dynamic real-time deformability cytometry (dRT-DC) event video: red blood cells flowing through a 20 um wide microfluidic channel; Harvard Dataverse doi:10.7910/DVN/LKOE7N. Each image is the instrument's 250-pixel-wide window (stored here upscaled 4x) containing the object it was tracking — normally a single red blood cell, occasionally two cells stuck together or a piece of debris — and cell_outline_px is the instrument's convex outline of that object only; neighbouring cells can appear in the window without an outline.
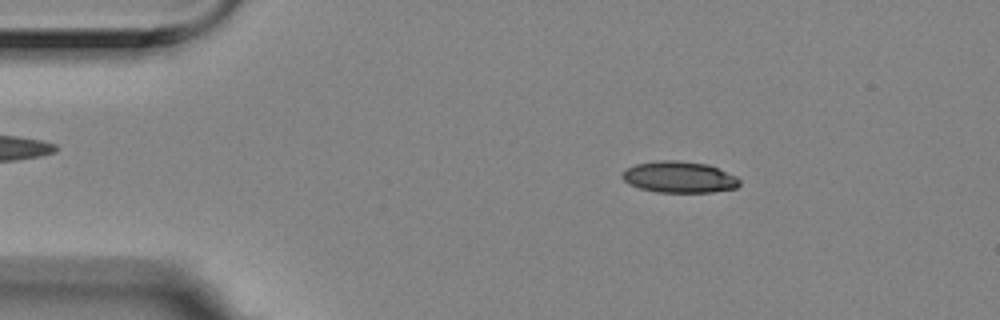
{"species": "Egyptian fruit bat (a non-hibernating species)", "species_latin": "Rousettus aegyptiacus", "temperature_condition": "room temperature", "stored_images_in_passage": 4, "camera_frame_rate_fps": 3000, "um_per_image_px": 0.085, "animal": {"sex": "female"}, "frame": {"image": 1, "passage_image": 2, "time_ms": 0.333, "image_size_px": [1000, 320], "cell_outline_px": [[740, 184], [736, 188], [712, 192], [656, 192], [640, 188], [628, 184], [620, 176], [628, 168], [636, 164], [656, 160], [680, 160], [708, 164], [736, 176], [740, 180]], "centroid_in_image_um": [57.73, 15.05], "position_along_channel_um": 27.3, "area_um2": 21.5}}
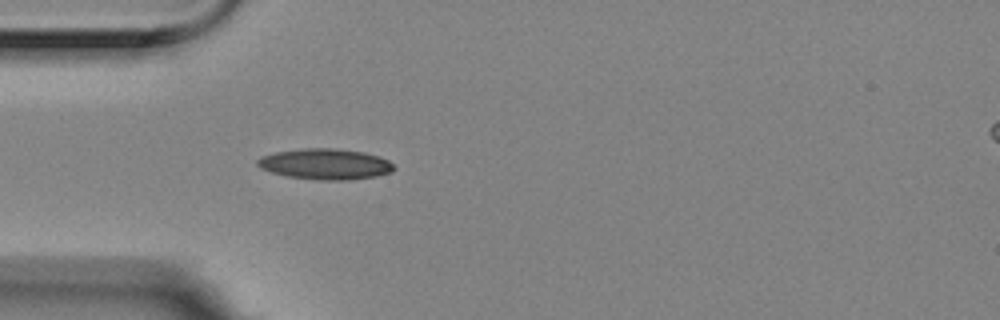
{"frame": {"image": 2, "passage_image": 4, "time_ms": 1.0, "image_size_px": [1000, 320], "cell_outline_px": [[396, 168], [392, 172], [376, 176], [348, 180], [320, 180], [288, 176], [272, 172], [260, 168], [256, 164], [256, 160], [260, 156], [276, 152], [304, 148], [336, 148], [364, 152], [380, 156], [388, 160]], "centroid_in_image_um": [27.66, 13.94], "position_along_channel_um": 57.3, "area_um2": 24.57}}